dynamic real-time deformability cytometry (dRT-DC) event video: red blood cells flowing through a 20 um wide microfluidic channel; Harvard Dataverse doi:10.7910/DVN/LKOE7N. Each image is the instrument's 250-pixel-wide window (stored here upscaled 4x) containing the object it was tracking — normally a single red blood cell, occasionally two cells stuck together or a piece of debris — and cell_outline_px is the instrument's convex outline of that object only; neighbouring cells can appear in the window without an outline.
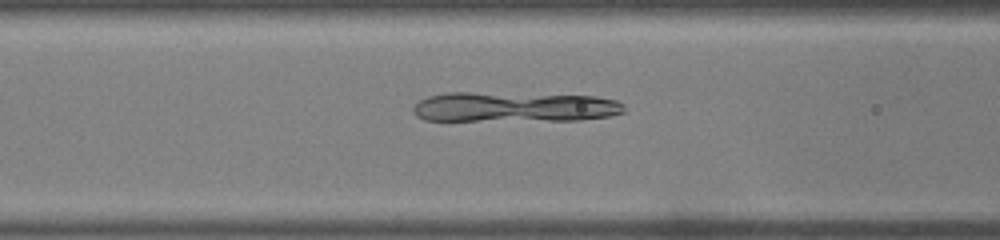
{"species": "common noctule bat (a hibernating species)", "species_latin": "Nyctalus noctula", "temperature_condition": "warm", "stored_images_in_passage": 50, "camera_frame_rate_fps": 3000, "um_per_image_px": 0.085, "animal": {"sex": "male", "body_mass_g": 19.0, "forearm_length_mm": 50.8}, "frame": {"image": 1, "passage_image": 21, "time_ms": 6.667, "image_size_px": [1000, 240], "cell_outline_px": [[624, 112], [608, 116], [580, 120], [424, 120], [416, 116], [412, 112], [412, 108], [420, 100], [428, 96], [448, 92], [468, 92], [596, 96], [616, 100], [624, 104]], "centroid_in_image_um": [43.69, 9.09], "position_along_channel_um": 122.9, "area_um2": 36.88}}
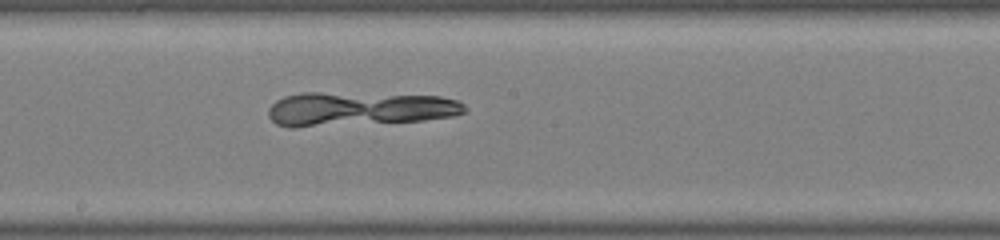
{"frame": {"image": 2, "passage_image": 28, "time_ms": 9.0, "image_size_px": [1000, 240], "cell_outline_px": [[468, 112], [456, 116], [424, 120], [296, 128], [288, 128], [276, 124], [268, 116], [268, 108], [276, 100], [284, 96], [300, 92], [320, 92], [440, 96], [456, 100], [464, 104], [468, 108]], "centroid_in_image_um": [30.5, 9.26], "position_along_channel_um": 217.7, "area_um2": 39.48}}
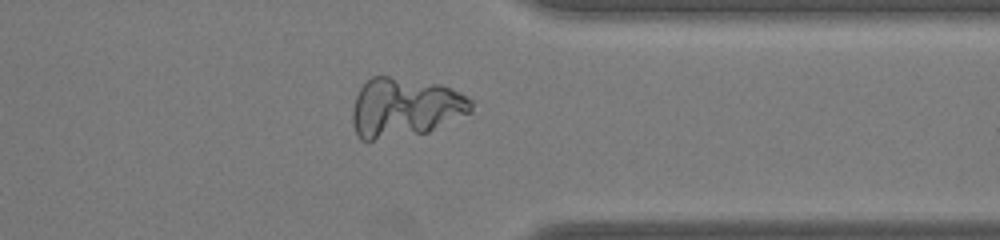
{"frame": {"image": 3, "passage_image": 40, "time_ms": 13.0, "image_size_px": [1000, 240], "cell_outline_px": [[472, 112], [428, 132], [372, 140], [360, 140], [356, 132], [352, 120], [352, 108], [356, 96], [360, 88], [372, 76], [388, 76], [440, 84], [452, 88], [460, 92], [472, 100]], "centroid_in_image_um": [34.42, 9.13], "position_along_channel_um": 377.0, "area_um2": 40.98}}